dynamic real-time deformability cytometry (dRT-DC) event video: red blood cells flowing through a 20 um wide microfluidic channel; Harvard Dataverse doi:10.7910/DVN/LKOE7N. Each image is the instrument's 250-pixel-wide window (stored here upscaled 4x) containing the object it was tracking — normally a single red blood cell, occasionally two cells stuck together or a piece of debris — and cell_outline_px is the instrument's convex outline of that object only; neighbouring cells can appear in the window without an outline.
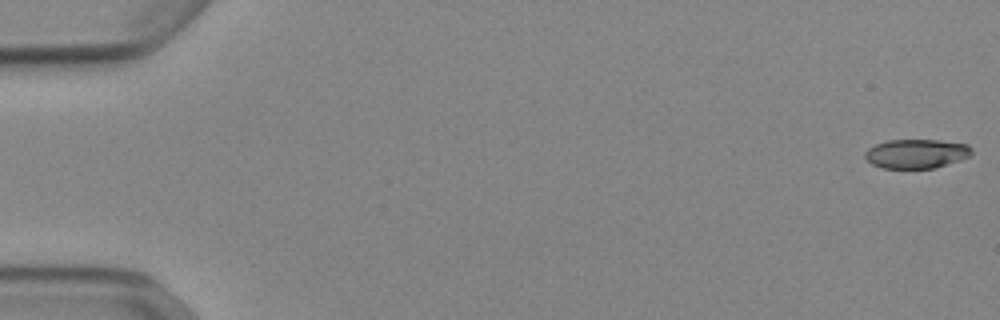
{"species": "Egyptian fruit bat (a non-hibernating species)", "species_latin": "Rousettus aegyptiacus", "temperature_condition": "cold", "stored_images_in_passage": 12, "camera_frame_rate_fps": 3000, "um_per_image_px": 0.085, "animal": {"sex": "female"}, "frame": {"image": 1, "passage_image": 1, "time_ms": 0.0, "image_size_px": [1000, 320], "cell_outline_px": [[972, 152], [968, 156], [932, 168], [884, 168], [872, 164], [864, 156], [864, 152], [868, 148], [876, 144], [888, 140], [940, 140], [968, 144], [972, 148]], "centroid_in_image_um": [77.85, 13.04], "position_along_channel_um": 7.1, "area_um2": 17.86}}